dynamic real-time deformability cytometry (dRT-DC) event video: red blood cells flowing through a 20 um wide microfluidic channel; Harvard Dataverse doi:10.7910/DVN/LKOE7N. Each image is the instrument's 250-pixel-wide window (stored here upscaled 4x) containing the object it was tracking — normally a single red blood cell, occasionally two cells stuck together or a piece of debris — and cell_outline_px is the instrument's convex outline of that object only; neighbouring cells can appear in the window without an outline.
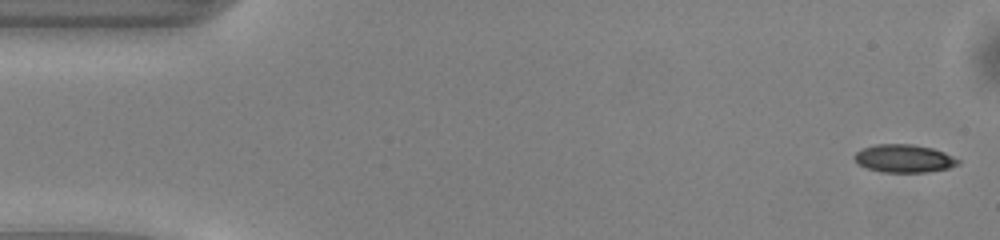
{"species": "common noctule bat (a hibernating species)", "species_latin": "Nyctalus noctula", "temperature_condition": "warm", "stored_images_in_passage": 49, "camera_frame_rate_fps": 3000, "um_per_image_px": 0.085, "animal": {"sex": "male", "body_mass_g": 13.0, "forearm_length_mm": 53.1}, "frame": {"image": 1, "passage_image": 1, "time_ms": 0.0, "image_size_px": [1000, 240], "cell_outline_px": [[960, 164], [948, 168], [924, 172], [880, 172], [868, 168], [860, 164], [852, 156], [856, 152], [864, 148], [876, 144], [912, 144], [932, 148], [944, 152], [960, 160]], "centroid_in_image_um": [76.85, 13.47], "position_along_channel_um": 8.1, "area_um2": 16.76}}
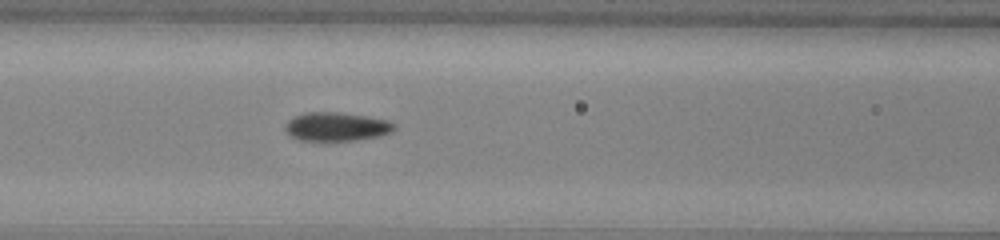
{"frame": {"image": 2, "passage_image": 20, "time_ms": 6.333, "image_size_px": [1000, 240], "cell_outline_px": [[396, 128], [392, 132], [380, 136], [356, 140], [300, 140], [288, 136], [284, 128], [284, 124], [292, 116], [304, 112], [340, 112], [368, 116], [388, 120], [396, 124]], "centroid_in_image_um": [28.58, 10.75], "position_along_channel_um": 138.0, "area_um2": 18.61}}
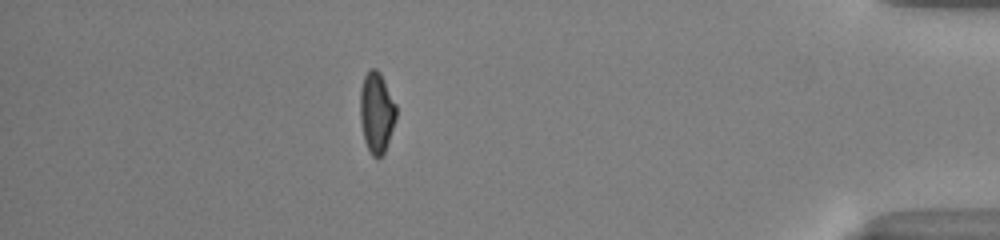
{"frame": {"image": 3, "passage_image": 43, "time_ms": 14.0, "image_size_px": [1000, 240], "cell_outline_px": [[396, 120], [384, 152], [380, 156], [372, 156], [364, 140], [360, 120], [360, 88], [364, 76], [372, 68], [376, 68], [380, 72], [396, 104]], "centroid_in_image_um": [32.0, 9.53], "position_along_channel_um": 403.2, "area_um2": 16.88}, "authors_computed_cell_mechanics": {"area_um2": 17.4556, "velocity_mm_per_s": 4.1314, "shape_relaxation_time_tau1_ms": 2.4568, "shape_relaxation_time_tau2_ms": 4.5839, "deformation_change_tau1": 0.1147, "deformation_change_tau2": 0.1102}}